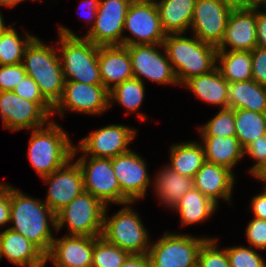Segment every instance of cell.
I'll return each instance as SVG.
<instances>
[{
  "label": "cell",
  "mask_w": 266,
  "mask_h": 267,
  "mask_svg": "<svg viewBox=\"0 0 266 267\" xmlns=\"http://www.w3.org/2000/svg\"><path fill=\"white\" fill-rule=\"evenodd\" d=\"M56 228V214L41 200L33 199L11 186L10 229L19 232L45 255L55 239L49 227Z\"/></svg>",
  "instance_id": "6da1fadb"
},
{
  "label": "cell",
  "mask_w": 266,
  "mask_h": 267,
  "mask_svg": "<svg viewBox=\"0 0 266 267\" xmlns=\"http://www.w3.org/2000/svg\"><path fill=\"white\" fill-rule=\"evenodd\" d=\"M176 73L179 84L186 80L206 74L217 65V47L202 42L196 36L188 38L178 34H167L161 44Z\"/></svg>",
  "instance_id": "7a4b0ae2"
},
{
  "label": "cell",
  "mask_w": 266,
  "mask_h": 267,
  "mask_svg": "<svg viewBox=\"0 0 266 267\" xmlns=\"http://www.w3.org/2000/svg\"><path fill=\"white\" fill-rule=\"evenodd\" d=\"M60 62L65 81L103 85L98 64L99 46L60 26Z\"/></svg>",
  "instance_id": "3957f363"
},
{
  "label": "cell",
  "mask_w": 266,
  "mask_h": 267,
  "mask_svg": "<svg viewBox=\"0 0 266 267\" xmlns=\"http://www.w3.org/2000/svg\"><path fill=\"white\" fill-rule=\"evenodd\" d=\"M76 153L67 133L53 121L43 129L32 130L28 157L41 178L63 167Z\"/></svg>",
  "instance_id": "277c9868"
},
{
  "label": "cell",
  "mask_w": 266,
  "mask_h": 267,
  "mask_svg": "<svg viewBox=\"0 0 266 267\" xmlns=\"http://www.w3.org/2000/svg\"><path fill=\"white\" fill-rule=\"evenodd\" d=\"M56 52L53 47L34 37L26 46L22 60L26 74L34 79L44 98L53 107L62 96L65 81Z\"/></svg>",
  "instance_id": "5b68a950"
},
{
  "label": "cell",
  "mask_w": 266,
  "mask_h": 267,
  "mask_svg": "<svg viewBox=\"0 0 266 267\" xmlns=\"http://www.w3.org/2000/svg\"><path fill=\"white\" fill-rule=\"evenodd\" d=\"M106 205L89 192L83 191L56 214V230L64 224L68 236L100 237L103 232Z\"/></svg>",
  "instance_id": "8992f818"
},
{
  "label": "cell",
  "mask_w": 266,
  "mask_h": 267,
  "mask_svg": "<svg viewBox=\"0 0 266 267\" xmlns=\"http://www.w3.org/2000/svg\"><path fill=\"white\" fill-rule=\"evenodd\" d=\"M104 213L102 237L109 243L118 246L129 254H147L149 252L148 232L140 217L129 207L114 214L110 220Z\"/></svg>",
  "instance_id": "52a82bcc"
},
{
  "label": "cell",
  "mask_w": 266,
  "mask_h": 267,
  "mask_svg": "<svg viewBox=\"0 0 266 267\" xmlns=\"http://www.w3.org/2000/svg\"><path fill=\"white\" fill-rule=\"evenodd\" d=\"M207 239L166 233L150 245V267H197L199 250Z\"/></svg>",
  "instance_id": "ba28073f"
},
{
  "label": "cell",
  "mask_w": 266,
  "mask_h": 267,
  "mask_svg": "<svg viewBox=\"0 0 266 267\" xmlns=\"http://www.w3.org/2000/svg\"><path fill=\"white\" fill-rule=\"evenodd\" d=\"M87 157L84 155L76 161L83 174L84 191L100 199L106 206L108 202L127 206L130 202L121 194L112 159L90 156L88 161Z\"/></svg>",
  "instance_id": "9c48e42d"
},
{
  "label": "cell",
  "mask_w": 266,
  "mask_h": 267,
  "mask_svg": "<svg viewBox=\"0 0 266 267\" xmlns=\"http://www.w3.org/2000/svg\"><path fill=\"white\" fill-rule=\"evenodd\" d=\"M133 37H123V46L142 44H163V31L156 4L131 2L124 23V29Z\"/></svg>",
  "instance_id": "30bf717a"
},
{
  "label": "cell",
  "mask_w": 266,
  "mask_h": 267,
  "mask_svg": "<svg viewBox=\"0 0 266 267\" xmlns=\"http://www.w3.org/2000/svg\"><path fill=\"white\" fill-rule=\"evenodd\" d=\"M131 0H100L96 20L84 38L98 46L123 45L125 17Z\"/></svg>",
  "instance_id": "8fae6325"
},
{
  "label": "cell",
  "mask_w": 266,
  "mask_h": 267,
  "mask_svg": "<svg viewBox=\"0 0 266 267\" xmlns=\"http://www.w3.org/2000/svg\"><path fill=\"white\" fill-rule=\"evenodd\" d=\"M112 106L109 91L103 85H90L82 82L64 81L63 93L53 107V113L64 116L63 109L72 111L101 114Z\"/></svg>",
  "instance_id": "7c38bea8"
},
{
  "label": "cell",
  "mask_w": 266,
  "mask_h": 267,
  "mask_svg": "<svg viewBox=\"0 0 266 267\" xmlns=\"http://www.w3.org/2000/svg\"><path fill=\"white\" fill-rule=\"evenodd\" d=\"M161 44H142L127 46L131 58L133 76L143 81L141 76L164 84H179L172 64L156 47Z\"/></svg>",
  "instance_id": "4fadbf2b"
},
{
  "label": "cell",
  "mask_w": 266,
  "mask_h": 267,
  "mask_svg": "<svg viewBox=\"0 0 266 267\" xmlns=\"http://www.w3.org/2000/svg\"><path fill=\"white\" fill-rule=\"evenodd\" d=\"M231 11L217 0H196L190 26L194 36L218 47L224 39Z\"/></svg>",
  "instance_id": "5bb4252c"
},
{
  "label": "cell",
  "mask_w": 266,
  "mask_h": 267,
  "mask_svg": "<svg viewBox=\"0 0 266 267\" xmlns=\"http://www.w3.org/2000/svg\"><path fill=\"white\" fill-rule=\"evenodd\" d=\"M0 115L5 128L13 131L43 127L50 115L36 102L13 91L0 92Z\"/></svg>",
  "instance_id": "9a60e30c"
},
{
  "label": "cell",
  "mask_w": 266,
  "mask_h": 267,
  "mask_svg": "<svg viewBox=\"0 0 266 267\" xmlns=\"http://www.w3.org/2000/svg\"><path fill=\"white\" fill-rule=\"evenodd\" d=\"M136 132L137 130L128 126L108 125L83 138L79 147L74 148L82 150L83 155L112 159L130 151L127 147L134 139Z\"/></svg>",
  "instance_id": "2e32d148"
},
{
  "label": "cell",
  "mask_w": 266,
  "mask_h": 267,
  "mask_svg": "<svg viewBox=\"0 0 266 267\" xmlns=\"http://www.w3.org/2000/svg\"><path fill=\"white\" fill-rule=\"evenodd\" d=\"M69 160L63 167L42 177L49 182V190L44 203L57 214L84 191L83 174L77 162Z\"/></svg>",
  "instance_id": "e0dca14e"
},
{
  "label": "cell",
  "mask_w": 266,
  "mask_h": 267,
  "mask_svg": "<svg viewBox=\"0 0 266 267\" xmlns=\"http://www.w3.org/2000/svg\"><path fill=\"white\" fill-rule=\"evenodd\" d=\"M112 168L117 177L121 194L130 203L144 198L151 179L147 174L143 158L130 150L112 158Z\"/></svg>",
  "instance_id": "ac0fdd59"
},
{
  "label": "cell",
  "mask_w": 266,
  "mask_h": 267,
  "mask_svg": "<svg viewBox=\"0 0 266 267\" xmlns=\"http://www.w3.org/2000/svg\"><path fill=\"white\" fill-rule=\"evenodd\" d=\"M94 237L68 236L54 239L46 261L52 260L56 267H91Z\"/></svg>",
  "instance_id": "d6986e66"
},
{
  "label": "cell",
  "mask_w": 266,
  "mask_h": 267,
  "mask_svg": "<svg viewBox=\"0 0 266 267\" xmlns=\"http://www.w3.org/2000/svg\"><path fill=\"white\" fill-rule=\"evenodd\" d=\"M253 51L257 47L256 9L232 10L226 26L224 39L217 51Z\"/></svg>",
  "instance_id": "ffe728a7"
},
{
  "label": "cell",
  "mask_w": 266,
  "mask_h": 267,
  "mask_svg": "<svg viewBox=\"0 0 266 267\" xmlns=\"http://www.w3.org/2000/svg\"><path fill=\"white\" fill-rule=\"evenodd\" d=\"M98 64L102 84L108 91L134 77L127 46H99Z\"/></svg>",
  "instance_id": "44dd1931"
},
{
  "label": "cell",
  "mask_w": 266,
  "mask_h": 267,
  "mask_svg": "<svg viewBox=\"0 0 266 267\" xmlns=\"http://www.w3.org/2000/svg\"><path fill=\"white\" fill-rule=\"evenodd\" d=\"M23 267H45L46 255L19 232L10 228L0 232V259Z\"/></svg>",
  "instance_id": "7402d4cb"
},
{
  "label": "cell",
  "mask_w": 266,
  "mask_h": 267,
  "mask_svg": "<svg viewBox=\"0 0 266 267\" xmlns=\"http://www.w3.org/2000/svg\"><path fill=\"white\" fill-rule=\"evenodd\" d=\"M234 174L226 167L205 162L194 177V187L218 205V198L230 201Z\"/></svg>",
  "instance_id": "603a6c76"
},
{
  "label": "cell",
  "mask_w": 266,
  "mask_h": 267,
  "mask_svg": "<svg viewBox=\"0 0 266 267\" xmlns=\"http://www.w3.org/2000/svg\"><path fill=\"white\" fill-rule=\"evenodd\" d=\"M183 85L191 89L202 101L220 105L222 109L228 108L229 83L222 77L217 66L206 74L186 80Z\"/></svg>",
  "instance_id": "cb8c5ba5"
},
{
  "label": "cell",
  "mask_w": 266,
  "mask_h": 267,
  "mask_svg": "<svg viewBox=\"0 0 266 267\" xmlns=\"http://www.w3.org/2000/svg\"><path fill=\"white\" fill-rule=\"evenodd\" d=\"M196 0H161L156 6L161 19L163 31L167 34H182L193 17Z\"/></svg>",
  "instance_id": "d4e9b609"
},
{
  "label": "cell",
  "mask_w": 266,
  "mask_h": 267,
  "mask_svg": "<svg viewBox=\"0 0 266 267\" xmlns=\"http://www.w3.org/2000/svg\"><path fill=\"white\" fill-rule=\"evenodd\" d=\"M228 108L266 113V86L253 79L229 83Z\"/></svg>",
  "instance_id": "484cf974"
},
{
  "label": "cell",
  "mask_w": 266,
  "mask_h": 267,
  "mask_svg": "<svg viewBox=\"0 0 266 267\" xmlns=\"http://www.w3.org/2000/svg\"><path fill=\"white\" fill-rule=\"evenodd\" d=\"M206 162L217 164L232 171L244 155L237 137L202 136Z\"/></svg>",
  "instance_id": "4316f807"
},
{
  "label": "cell",
  "mask_w": 266,
  "mask_h": 267,
  "mask_svg": "<svg viewBox=\"0 0 266 267\" xmlns=\"http://www.w3.org/2000/svg\"><path fill=\"white\" fill-rule=\"evenodd\" d=\"M155 178V192L161 201L171 208L181 200V198L192 188L194 179L172 171L165 167Z\"/></svg>",
  "instance_id": "83f0119b"
},
{
  "label": "cell",
  "mask_w": 266,
  "mask_h": 267,
  "mask_svg": "<svg viewBox=\"0 0 266 267\" xmlns=\"http://www.w3.org/2000/svg\"><path fill=\"white\" fill-rule=\"evenodd\" d=\"M170 155L171 163L167 167L193 179L197 171L206 162L204 147L196 142L173 144Z\"/></svg>",
  "instance_id": "f1b7e54d"
},
{
  "label": "cell",
  "mask_w": 266,
  "mask_h": 267,
  "mask_svg": "<svg viewBox=\"0 0 266 267\" xmlns=\"http://www.w3.org/2000/svg\"><path fill=\"white\" fill-rule=\"evenodd\" d=\"M218 58L217 68L228 83L252 79L251 51H217L216 60Z\"/></svg>",
  "instance_id": "f546056e"
},
{
  "label": "cell",
  "mask_w": 266,
  "mask_h": 267,
  "mask_svg": "<svg viewBox=\"0 0 266 267\" xmlns=\"http://www.w3.org/2000/svg\"><path fill=\"white\" fill-rule=\"evenodd\" d=\"M216 207L218 206L214 202L194 187L181 198L174 209L180 213L185 226L203 222L212 215Z\"/></svg>",
  "instance_id": "4dcf8cb0"
},
{
  "label": "cell",
  "mask_w": 266,
  "mask_h": 267,
  "mask_svg": "<svg viewBox=\"0 0 266 267\" xmlns=\"http://www.w3.org/2000/svg\"><path fill=\"white\" fill-rule=\"evenodd\" d=\"M234 119L236 137L243 149L258 137L266 135V113L234 109Z\"/></svg>",
  "instance_id": "1f68e13d"
},
{
  "label": "cell",
  "mask_w": 266,
  "mask_h": 267,
  "mask_svg": "<svg viewBox=\"0 0 266 267\" xmlns=\"http://www.w3.org/2000/svg\"><path fill=\"white\" fill-rule=\"evenodd\" d=\"M34 38L26 34L25 40L19 38L12 26L0 34V65H13L22 63L26 46Z\"/></svg>",
  "instance_id": "d6a6232c"
},
{
  "label": "cell",
  "mask_w": 266,
  "mask_h": 267,
  "mask_svg": "<svg viewBox=\"0 0 266 267\" xmlns=\"http://www.w3.org/2000/svg\"><path fill=\"white\" fill-rule=\"evenodd\" d=\"M144 89V82L133 77L112 88L109 91V100L117 101L128 111H136L144 99Z\"/></svg>",
  "instance_id": "836d02e7"
},
{
  "label": "cell",
  "mask_w": 266,
  "mask_h": 267,
  "mask_svg": "<svg viewBox=\"0 0 266 267\" xmlns=\"http://www.w3.org/2000/svg\"><path fill=\"white\" fill-rule=\"evenodd\" d=\"M129 253L107 242L102 236L94 237V250L91 267H119Z\"/></svg>",
  "instance_id": "e575fe53"
},
{
  "label": "cell",
  "mask_w": 266,
  "mask_h": 267,
  "mask_svg": "<svg viewBox=\"0 0 266 267\" xmlns=\"http://www.w3.org/2000/svg\"><path fill=\"white\" fill-rule=\"evenodd\" d=\"M199 130L201 136L236 137L234 109L221 108L220 112Z\"/></svg>",
  "instance_id": "d590c367"
},
{
  "label": "cell",
  "mask_w": 266,
  "mask_h": 267,
  "mask_svg": "<svg viewBox=\"0 0 266 267\" xmlns=\"http://www.w3.org/2000/svg\"><path fill=\"white\" fill-rule=\"evenodd\" d=\"M216 239H207L198 253L197 267H230L226 249L218 250Z\"/></svg>",
  "instance_id": "8d00e7d4"
},
{
  "label": "cell",
  "mask_w": 266,
  "mask_h": 267,
  "mask_svg": "<svg viewBox=\"0 0 266 267\" xmlns=\"http://www.w3.org/2000/svg\"><path fill=\"white\" fill-rule=\"evenodd\" d=\"M225 249L230 267H266L265 261L255 249L242 246Z\"/></svg>",
  "instance_id": "74e56055"
},
{
  "label": "cell",
  "mask_w": 266,
  "mask_h": 267,
  "mask_svg": "<svg viewBox=\"0 0 266 267\" xmlns=\"http://www.w3.org/2000/svg\"><path fill=\"white\" fill-rule=\"evenodd\" d=\"M13 92L23 99L38 103L49 115H53V106L44 98L39 86L30 76L26 75L20 80Z\"/></svg>",
  "instance_id": "f35d334b"
},
{
  "label": "cell",
  "mask_w": 266,
  "mask_h": 267,
  "mask_svg": "<svg viewBox=\"0 0 266 267\" xmlns=\"http://www.w3.org/2000/svg\"><path fill=\"white\" fill-rule=\"evenodd\" d=\"M26 75L22 63L0 65V92L13 91Z\"/></svg>",
  "instance_id": "ab89813d"
},
{
  "label": "cell",
  "mask_w": 266,
  "mask_h": 267,
  "mask_svg": "<svg viewBox=\"0 0 266 267\" xmlns=\"http://www.w3.org/2000/svg\"><path fill=\"white\" fill-rule=\"evenodd\" d=\"M246 236L251 247L266 249V220L254 217L246 229Z\"/></svg>",
  "instance_id": "60d3db41"
},
{
  "label": "cell",
  "mask_w": 266,
  "mask_h": 267,
  "mask_svg": "<svg viewBox=\"0 0 266 267\" xmlns=\"http://www.w3.org/2000/svg\"><path fill=\"white\" fill-rule=\"evenodd\" d=\"M249 154L257 162L250 168L252 175H255L266 165V135L252 141L245 149L244 154Z\"/></svg>",
  "instance_id": "b9f144b4"
},
{
  "label": "cell",
  "mask_w": 266,
  "mask_h": 267,
  "mask_svg": "<svg viewBox=\"0 0 266 267\" xmlns=\"http://www.w3.org/2000/svg\"><path fill=\"white\" fill-rule=\"evenodd\" d=\"M252 79L260 85L266 86V48L257 46L251 51Z\"/></svg>",
  "instance_id": "7bdbcfd3"
},
{
  "label": "cell",
  "mask_w": 266,
  "mask_h": 267,
  "mask_svg": "<svg viewBox=\"0 0 266 267\" xmlns=\"http://www.w3.org/2000/svg\"><path fill=\"white\" fill-rule=\"evenodd\" d=\"M11 186L0 184V226L10 222Z\"/></svg>",
  "instance_id": "ee69618b"
},
{
  "label": "cell",
  "mask_w": 266,
  "mask_h": 267,
  "mask_svg": "<svg viewBox=\"0 0 266 267\" xmlns=\"http://www.w3.org/2000/svg\"><path fill=\"white\" fill-rule=\"evenodd\" d=\"M256 36L257 46L266 48V10L260 12L256 9Z\"/></svg>",
  "instance_id": "f6af8a7d"
},
{
  "label": "cell",
  "mask_w": 266,
  "mask_h": 267,
  "mask_svg": "<svg viewBox=\"0 0 266 267\" xmlns=\"http://www.w3.org/2000/svg\"><path fill=\"white\" fill-rule=\"evenodd\" d=\"M252 210L254 217L266 220V190L252 198Z\"/></svg>",
  "instance_id": "bcb514c9"
},
{
  "label": "cell",
  "mask_w": 266,
  "mask_h": 267,
  "mask_svg": "<svg viewBox=\"0 0 266 267\" xmlns=\"http://www.w3.org/2000/svg\"><path fill=\"white\" fill-rule=\"evenodd\" d=\"M119 267H150L147 254H129Z\"/></svg>",
  "instance_id": "7dc6e473"
},
{
  "label": "cell",
  "mask_w": 266,
  "mask_h": 267,
  "mask_svg": "<svg viewBox=\"0 0 266 267\" xmlns=\"http://www.w3.org/2000/svg\"><path fill=\"white\" fill-rule=\"evenodd\" d=\"M99 1L100 0H82L81 3H85L88 11L90 12L89 13V18H93L94 17V21L93 23L91 24L93 26L95 20H96V15H97V10H98V7H99Z\"/></svg>",
  "instance_id": "c3c4849f"
},
{
  "label": "cell",
  "mask_w": 266,
  "mask_h": 267,
  "mask_svg": "<svg viewBox=\"0 0 266 267\" xmlns=\"http://www.w3.org/2000/svg\"><path fill=\"white\" fill-rule=\"evenodd\" d=\"M217 1L230 7L232 10L246 8V0H217Z\"/></svg>",
  "instance_id": "681fc988"
},
{
  "label": "cell",
  "mask_w": 266,
  "mask_h": 267,
  "mask_svg": "<svg viewBox=\"0 0 266 267\" xmlns=\"http://www.w3.org/2000/svg\"><path fill=\"white\" fill-rule=\"evenodd\" d=\"M264 6L266 8V0H246V9H259Z\"/></svg>",
  "instance_id": "f907efd6"
},
{
  "label": "cell",
  "mask_w": 266,
  "mask_h": 267,
  "mask_svg": "<svg viewBox=\"0 0 266 267\" xmlns=\"http://www.w3.org/2000/svg\"><path fill=\"white\" fill-rule=\"evenodd\" d=\"M254 176L257 179L264 181L266 183V165L261 170H259ZM265 190H266V186H265Z\"/></svg>",
  "instance_id": "816d5d0a"
},
{
  "label": "cell",
  "mask_w": 266,
  "mask_h": 267,
  "mask_svg": "<svg viewBox=\"0 0 266 267\" xmlns=\"http://www.w3.org/2000/svg\"><path fill=\"white\" fill-rule=\"evenodd\" d=\"M23 0H0V5L7 7H14L16 4L20 3Z\"/></svg>",
  "instance_id": "f5cc1de1"
},
{
  "label": "cell",
  "mask_w": 266,
  "mask_h": 267,
  "mask_svg": "<svg viewBox=\"0 0 266 267\" xmlns=\"http://www.w3.org/2000/svg\"><path fill=\"white\" fill-rule=\"evenodd\" d=\"M8 27L5 26L2 14L0 12V34H2Z\"/></svg>",
  "instance_id": "db71d44e"
},
{
  "label": "cell",
  "mask_w": 266,
  "mask_h": 267,
  "mask_svg": "<svg viewBox=\"0 0 266 267\" xmlns=\"http://www.w3.org/2000/svg\"><path fill=\"white\" fill-rule=\"evenodd\" d=\"M131 2H134V3H153V4H156V1L155 0H131Z\"/></svg>",
  "instance_id": "11a10c76"
}]
</instances>
